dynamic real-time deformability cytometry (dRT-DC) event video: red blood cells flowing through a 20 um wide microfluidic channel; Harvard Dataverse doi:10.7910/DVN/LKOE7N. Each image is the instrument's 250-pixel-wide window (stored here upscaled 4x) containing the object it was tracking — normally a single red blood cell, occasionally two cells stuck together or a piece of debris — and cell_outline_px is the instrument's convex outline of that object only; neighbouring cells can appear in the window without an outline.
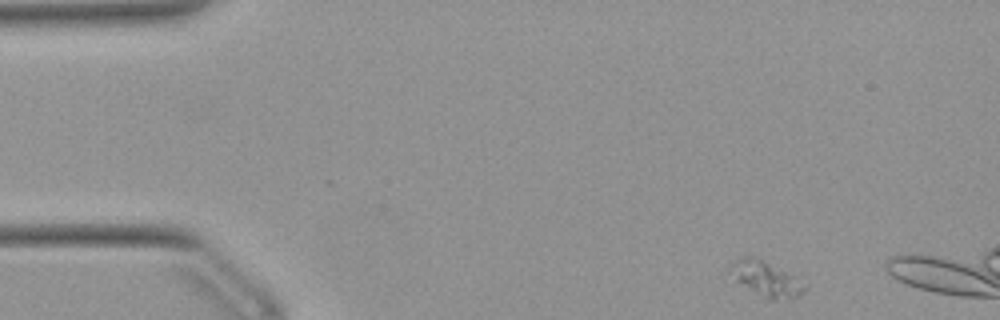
{"species": "Egyptian fruit bat (a non-hibernating species)", "species_latin": "Rousettus aegyptiacus", "temperature_condition": "warm", "stored_images_in_passage": 11, "camera_frame_rate_fps": 3000, "um_per_image_px": 0.085, "animal": {"sex": "female"}, "frame": {"image": 1, "passage_image": 1, "time_ms": 0.0, "image_size_px": [1000, 320], "cell_outline_px": [[808, 288], [804, 292], [796, 296], [772, 300], [768, 300], [736, 280], [728, 268], [728, 264], [740, 256], [756, 256], [764, 260], [808, 284]], "centroid_in_image_um": [65.1, 23.66], "position_along_channel_um": 19.9, "area_um2": 15.09}}